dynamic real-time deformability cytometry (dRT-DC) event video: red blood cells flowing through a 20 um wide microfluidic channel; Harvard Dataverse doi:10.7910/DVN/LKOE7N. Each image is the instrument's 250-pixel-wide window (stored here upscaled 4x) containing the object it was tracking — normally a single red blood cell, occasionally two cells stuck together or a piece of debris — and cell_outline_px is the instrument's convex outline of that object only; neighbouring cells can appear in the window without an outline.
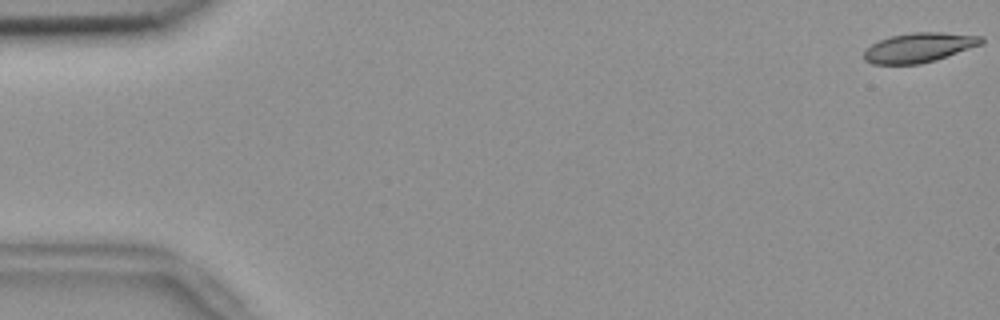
{"species": "common noctule bat (a hibernating species)", "species_latin": "Nyctalus noctula", "temperature_condition": "room temperature", "stored_images_in_passage": 55, "camera_frame_rate_fps": 3000, "um_per_image_px": 0.085, "animal": {"sex": "female", "body_mass_g": 18.4}, "frame": {"image": 1, "passage_image": 1, "time_ms": 0.0, "image_size_px": [1000, 320], "cell_outline_px": [[984, 44], [936, 60], [920, 64], [872, 64], [864, 60], [864, 48], [888, 36], [912, 32], [944, 32], [984, 36]], "centroid_in_image_um": [78.14, 4.03], "position_along_channel_um": 6.9, "area_um2": 20.58}}
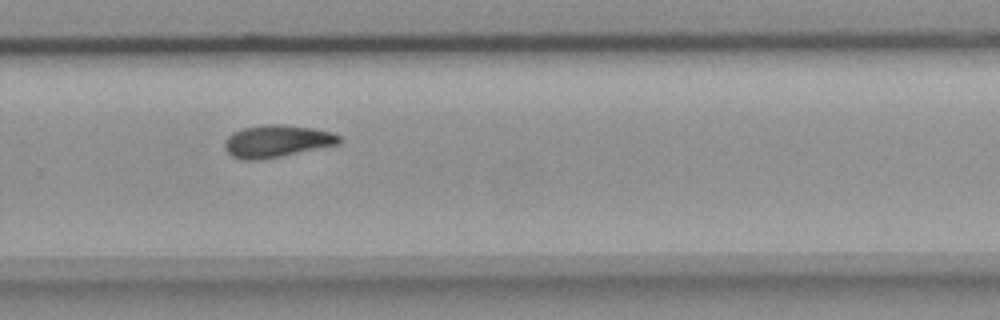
{"frame": {"image": 2, "passage_image": 37, "time_ms": 12.0, "image_size_px": [1000, 320], "cell_outline_px": [[344, 140], [340, 144], [260, 160], [240, 160], [232, 156], [224, 148], [224, 140], [232, 132], [244, 128], [264, 124], [284, 124], [312, 128], [332, 132], [340, 136]], "centroid_in_image_um": [23.53, 11.99], "position_along_channel_um": 306.3, "area_um2": 21.73}}
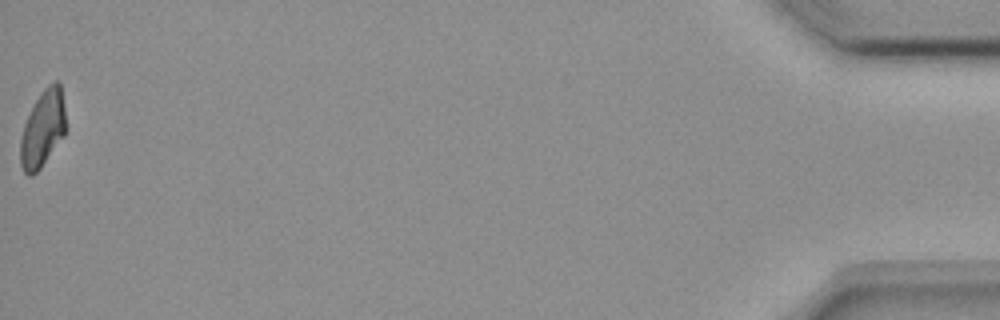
{"frame": {"image": 3, "passage_image": 55, "time_ms": 18.0, "image_size_px": [1000, 320], "cell_outline_px": [[68, 128], [64, 136], [40, 168], [32, 176], [28, 176], [24, 172], [20, 164], [20, 140], [24, 124], [40, 92], [48, 84], [56, 80], [60, 84]], "centroid_in_image_um": [3.65, 10.94], "position_along_channel_um": 431.5, "area_um2": 20.46}}